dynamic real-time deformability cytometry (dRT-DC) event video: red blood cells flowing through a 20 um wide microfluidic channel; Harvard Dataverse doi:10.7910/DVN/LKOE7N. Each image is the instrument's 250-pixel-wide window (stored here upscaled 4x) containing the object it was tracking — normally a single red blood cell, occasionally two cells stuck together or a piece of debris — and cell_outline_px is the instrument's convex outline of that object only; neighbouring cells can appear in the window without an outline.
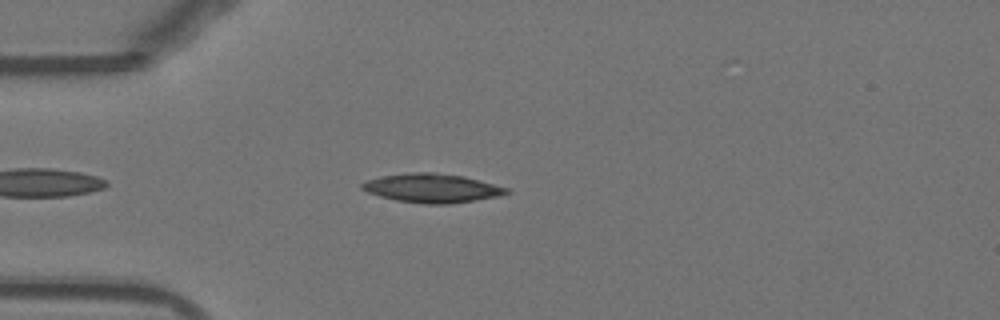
{"species": "Egyptian fruit bat (a non-hibernating species)", "species_latin": "Rousettus aegyptiacus", "temperature_condition": "warm", "stored_images_in_passage": 43, "camera_frame_rate_fps": 3000, "um_per_image_px": 0.085, "animal": {"sex": "female"}, "frame": {"image": 1, "passage_image": 5, "time_ms": 1.333, "image_size_px": [1000, 320], "cell_outline_px": [[512, 192], [500, 196], [448, 204], [424, 204], [396, 200], [380, 196], [368, 192], [360, 188], [360, 184], [368, 180], [384, 176], [412, 172], [436, 172], [464, 176], [508, 188]], "centroid_in_image_um": [36.74, 15.99], "position_along_channel_um": 48.3, "area_um2": 24.22}}
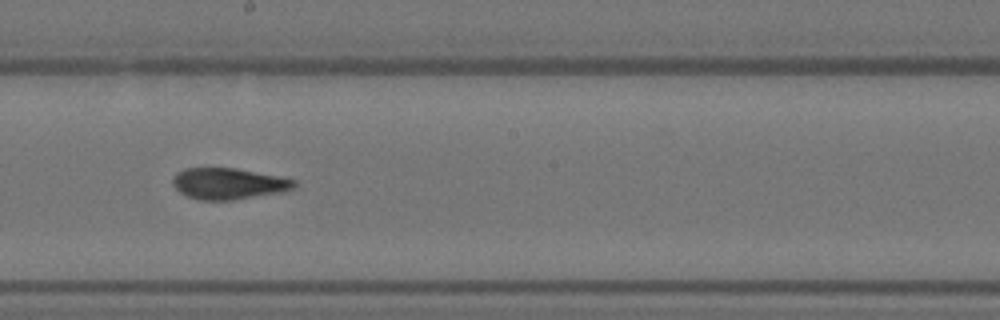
{"frame": {"image": 2, "passage_image": 20, "time_ms": 6.333, "image_size_px": [1000, 320], "cell_outline_px": [[296, 188], [284, 192], [232, 200], [200, 200], [188, 196], [180, 192], [172, 184], [172, 180], [176, 172], [184, 168], [236, 168], [296, 180]], "centroid_in_image_um": [19.42, 15.61], "position_along_channel_um": 228.8, "area_um2": 22.14}}
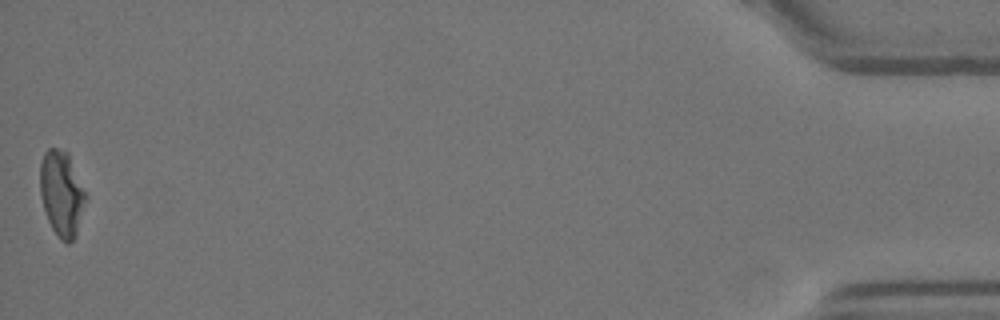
{"frame": {"image": 3, "passage_image": 43, "time_ms": 14.0, "image_size_px": [1000, 320], "cell_outline_px": [[88, 196], [76, 236], [68, 244], [64, 244], [60, 240], [52, 228], [48, 220], [40, 196], [40, 164], [44, 152], [48, 148], [56, 148], [68, 152]], "centroid_in_image_um": [5.26, 16.46], "position_along_channel_um": 429.9, "area_um2": 23.06}, "authors_computed_cell_mechanics": {"area_um2": 22.8888, "velocity_mm_per_s": 3.8695, "shape_relaxation_time_tau1_ms": 5.0705, "shape_relaxation_time_tau2_ms": 3.3585, "deformation_change_tau1": 0.1671, "deformation_change_tau2": 0.1116}}